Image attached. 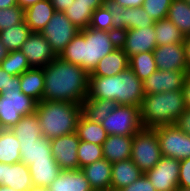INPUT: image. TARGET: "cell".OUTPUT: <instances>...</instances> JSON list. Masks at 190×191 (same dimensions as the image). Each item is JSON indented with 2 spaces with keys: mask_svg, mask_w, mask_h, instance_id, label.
I'll return each mask as SVG.
<instances>
[{
  "mask_svg": "<svg viewBox=\"0 0 190 191\" xmlns=\"http://www.w3.org/2000/svg\"><path fill=\"white\" fill-rule=\"evenodd\" d=\"M80 30L60 11H55L41 34L58 56Z\"/></svg>",
  "mask_w": 190,
  "mask_h": 191,
  "instance_id": "10",
  "label": "cell"
},
{
  "mask_svg": "<svg viewBox=\"0 0 190 191\" xmlns=\"http://www.w3.org/2000/svg\"><path fill=\"white\" fill-rule=\"evenodd\" d=\"M178 186L190 188V158L180 160Z\"/></svg>",
  "mask_w": 190,
  "mask_h": 191,
  "instance_id": "43",
  "label": "cell"
},
{
  "mask_svg": "<svg viewBox=\"0 0 190 191\" xmlns=\"http://www.w3.org/2000/svg\"><path fill=\"white\" fill-rule=\"evenodd\" d=\"M31 68H44L57 55L40 32H32L21 47Z\"/></svg>",
  "mask_w": 190,
  "mask_h": 191,
  "instance_id": "14",
  "label": "cell"
},
{
  "mask_svg": "<svg viewBox=\"0 0 190 191\" xmlns=\"http://www.w3.org/2000/svg\"><path fill=\"white\" fill-rule=\"evenodd\" d=\"M21 160L20 142L11 129H0V162L18 163Z\"/></svg>",
  "mask_w": 190,
  "mask_h": 191,
  "instance_id": "31",
  "label": "cell"
},
{
  "mask_svg": "<svg viewBox=\"0 0 190 191\" xmlns=\"http://www.w3.org/2000/svg\"><path fill=\"white\" fill-rule=\"evenodd\" d=\"M35 112L43 136L54 139L76 132L82 107L77 103L42 100L37 103Z\"/></svg>",
  "mask_w": 190,
  "mask_h": 191,
  "instance_id": "4",
  "label": "cell"
},
{
  "mask_svg": "<svg viewBox=\"0 0 190 191\" xmlns=\"http://www.w3.org/2000/svg\"><path fill=\"white\" fill-rule=\"evenodd\" d=\"M153 53L157 70L188 71L183 43L160 45Z\"/></svg>",
  "mask_w": 190,
  "mask_h": 191,
  "instance_id": "17",
  "label": "cell"
},
{
  "mask_svg": "<svg viewBox=\"0 0 190 191\" xmlns=\"http://www.w3.org/2000/svg\"><path fill=\"white\" fill-rule=\"evenodd\" d=\"M89 27L114 32L112 5L109 2L94 10Z\"/></svg>",
  "mask_w": 190,
  "mask_h": 191,
  "instance_id": "39",
  "label": "cell"
},
{
  "mask_svg": "<svg viewBox=\"0 0 190 191\" xmlns=\"http://www.w3.org/2000/svg\"><path fill=\"white\" fill-rule=\"evenodd\" d=\"M0 66L4 71L13 76H20L25 71L31 69L26 55L21 50L10 51Z\"/></svg>",
  "mask_w": 190,
  "mask_h": 191,
  "instance_id": "37",
  "label": "cell"
},
{
  "mask_svg": "<svg viewBox=\"0 0 190 191\" xmlns=\"http://www.w3.org/2000/svg\"><path fill=\"white\" fill-rule=\"evenodd\" d=\"M167 18L185 37L190 36V3L186 0H172Z\"/></svg>",
  "mask_w": 190,
  "mask_h": 191,
  "instance_id": "33",
  "label": "cell"
},
{
  "mask_svg": "<svg viewBox=\"0 0 190 191\" xmlns=\"http://www.w3.org/2000/svg\"><path fill=\"white\" fill-rule=\"evenodd\" d=\"M28 191H49L48 187L32 186Z\"/></svg>",
  "mask_w": 190,
  "mask_h": 191,
  "instance_id": "54",
  "label": "cell"
},
{
  "mask_svg": "<svg viewBox=\"0 0 190 191\" xmlns=\"http://www.w3.org/2000/svg\"><path fill=\"white\" fill-rule=\"evenodd\" d=\"M117 106L115 101L106 99H85L81 105L82 114L97 123H102Z\"/></svg>",
  "mask_w": 190,
  "mask_h": 191,
  "instance_id": "30",
  "label": "cell"
},
{
  "mask_svg": "<svg viewBox=\"0 0 190 191\" xmlns=\"http://www.w3.org/2000/svg\"><path fill=\"white\" fill-rule=\"evenodd\" d=\"M0 191H18V190L14 189V188L7 187V186L0 185Z\"/></svg>",
  "mask_w": 190,
  "mask_h": 191,
  "instance_id": "55",
  "label": "cell"
},
{
  "mask_svg": "<svg viewBox=\"0 0 190 191\" xmlns=\"http://www.w3.org/2000/svg\"><path fill=\"white\" fill-rule=\"evenodd\" d=\"M80 139L76 132L50 139L53 157L61 170L79 169L77 150Z\"/></svg>",
  "mask_w": 190,
  "mask_h": 191,
  "instance_id": "13",
  "label": "cell"
},
{
  "mask_svg": "<svg viewBox=\"0 0 190 191\" xmlns=\"http://www.w3.org/2000/svg\"><path fill=\"white\" fill-rule=\"evenodd\" d=\"M157 46L183 43L184 34L168 18L154 22Z\"/></svg>",
  "mask_w": 190,
  "mask_h": 191,
  "instance_id": "34",
  "label": "cell"
},
{
  "mask_svg": "<svg viewBox=\"0 0 190 191\" xmlns=\"http://www.w3.org/2000/svg\"><path fill=\"white\" fill-rule=\"evenodd\" d=\"M55 12L50 0H42L24 10V19L31 32H40L45 28Z\"/></svg>",
  "mask_w": 190,
  "mask_h": 191,
  "instance_id": "24",
  "label": "cell"
},
{
  "mask_svg": "<svg viewBox=\"0 0 190 191\" xmlns=\"http://www.w3.org/2000/svg\"><path fill=\"white\" fill-rule=\"evenodd\" d=\"M101 124L107 135L133 136L143 128L140 107L118 105Z\"/></svg>",
  "mask_w": 190,
  "mask_h": 191,
  "instance_id": "8",
  "label": "cell"
},
{
  "mask_svg": "<svg viewBox=\"0 0 190 191\" xmlns=\"http://www.w3.org/2000/svg\"><path fill=\"white\" fill-rule=\"evenodd\" d=\"M43 73V100L82 105L87 98L89 73L79 65L61 60L57 56L43 68Z\"/></svg>",
  "mask_w": 190,
  "mask_h": 191,
  "instance_id": "1",
  "label": "cell"
},
{
  "mask_svg": "<svg viewBox=\"0 0 190 191\" xmlns=\"http://www.w3.org/2000/svg\"><path fill=\"white\" fill-rule=\"evenodd\" d=\"M119 46L128 58L135 54L153 51L157 47L154 25L122 31L119 33Z\"/></svg>",
  "mask_w": 190,
  "mask_h": 191,
  "instance_id": "12",
  "label": "cell"
},
{
  "mask_svg": "<svg viewBox=\"0 0 190 191\" xmlns=\"http://www.w3.org/2000/svg\"><path fill=\"white\" fill-rule=\"evenodd\" d=\"M119 46V33L91 27L80 30L58 57L91 73L100 59Z\"/></svg>",
  "mask_w": 190,
  "mask_h": 191,
  "instance_id": "2",
  "label": "cell"
},
{
  "mask_svg": "<svg viewBox=\"0 0 190 191\" xmlns=\"http://www.w3.org/2000/svg\"><path fill=\"white\" fill-rule=\"evenodd\" d=\"M180 160L162 156L160 161L144 174L156 191H176L178 188Z\"/></svg>",
  "mask_w": 190,
  "mask_h": 191,
  "instance_id": "11",
  "label": "cell"
},
{
  "mask_svg": "<svg viewBox=\"0 0 190 191\" xmlns=\"http://www.w3.org/2000/svg\"><path fill=\"white\" fill-rule=\"evenodd\" d=\"M144 173L139 167L132 161L127 159L112 163L111 169V190L119 191L124 187L132 184Z\"/></svg>",
  "mask_w": 190,
  "mask_h": 191,
  "instance_id": "21",
  "label": "cell"
},
{
  "mask_svg": "<svg viewBox=\"0 0 190 191\" xmlns=\"http://www.w3.org/2000/svg\"><path fill=\"white\" fill-rule=\"evenodd\" d=\"M162 158L156 130L142 128L133 135L131 159L145 173L152 169Z\"/></svg>",
  "mask_w": 190,
  "mask_h": 191,
  "instance_id": "7",
  "label": "cell"
},
{
  "mask_svg": "<svg viewBox=\"0 0 190 191\" xmlns=\"http://www.w3.org/2000/svg\"><path fill=\"white\" fill-rule=\"evenodd\" d=\"M129 67V58L124 50L118 46L110 54L100 59L89 76H114Z\"/></svg>",
  "mask_w": 190,
  "mask_h": 191,
  "instance_id": "22",
  "label": "cell"
},
{
  "mask_svg": "<svg viewBox=\"0 0 190 191\" xmlns=\"http://www.w3.org/2000/svg\"><path fill=\"white\" fill-rule=\"evenodd\" d=\"M184 105L186 108H190V73L187 74L182 87Z\"/></svg>",
  "mask_w": 190,
  "mask_h": 191,
  "instance_id": "46",
  "label": "cell"
},
{
  "mask_svg": "<svg viewBox=\"0 0 190 191\" xmlns=\"http://www.w3.org/2000/svg\"><path fill=\"white\" fill-rule=\"evenodd\" d=\"M108 2L116 8H133L142 7L144 0H109Z\"/></svg>",
  "mask_w": 190,
  "mask_h": 191,
  "instance_id": "45",
  "label": "cell"
},
{
  "mask_svg": "<svg viewBox=\"0 0 190 191\" xmlns=\"http://www.w3.org/2000/svg\"><path fill=\"white\" fill-rule=\"evenodd\" d=\"M133 136L108 135L103 143V157L110 163L131 158Z\"/></svg>",
  "mask_w": 190,
  "mask_h": 191,
  "instance_id": "23",
  "label": "cell"
},
{
  "mask_svg": "<svg viewBox=\"0 0 190 191\" xmlns=\"http://www.w3.org/2000/svg\"><path fill=\"white\" fill-rule=\"evenodd\" d=\"M114 32L140 29L154 25V20L143 7L116 8L112 6Z\"/></svg>",
  "mask_w": 190,
  "mask_h": 191,
  "instance_id": "16",
  "label": "cell"
},
{
  "mask_svg": "<svg viewBox=\"0 0 190 191\" xmlns=\"http://www.w3.org/2000/svg\"><path fill=\"white\" fill-rule=\"evenodd\" d=\"M11 130L20 143L34 142L38 138L43 137L36 112L23 116Z\"/></svg>",
  "mask_w": 190,
  "mask_h": 191,
  "instance_id": "28",
  "label": "cell"
},
{
  "mask_svg": "<svg viewBox=\"0 0 190 191\" xmlns=\"http://www.w3.org/2000/svg\"><path fill=\"white\" fill-rule=\"evenodd\" d=\"M75 0H50L51 4L54 6L55 11L63 12L67 8H70Z\"/></svg>",
  "mask_w": 190,
  "mask_h": 191,
  "instance_id": "47",
  "label": "cell"
},
{
  "mask_svg": "<svg viewBox=\"0 0 190 191\" xmlns=\"http://www.w3.org/2000/svg\"><path fill=\"white\" fill-rule=\"evenodd\" d=\"M24 10L18 5L0 9V31L24 21Z\"/></svg>",
  "mask_w": 190,
  "mask_h": 191,
  "instance_id": "41",
  "label": "cell"
},
{
  "mask_svg": "<svg viewBox=\"0 0 190 191\" xmlns=\"http://www.w3.org/2000/svg\"><path fill=\"white\" fill-rule=\"evenodd\" d=\"M48 189L49 191H94L81 169L61 170Z\"/></svg>",
  "mask_w": 190,
  "mask_h": 191,
  "instance_id": "19",
  "label": "cell"
},
{
  "mask_svg": "<svg viewBox=\"0 0 190 191\" xmlns=\"http://www.w3.org/2000/svg\"><path fill=\"white\" fill-rule=\"evenodd\" d=\"M94 10L90 5L72 3L70 8H67L63 13L67 18L79 29L88 28L91 22Z\"/></svg>",
  "mask_w": 190,
  "mask_h": 191,
  "instance_id": "36",
  "label": "cell"
},
{
  "mask_svg": "<svg viewBox=\"0 0 190 191\" xmlns=\"http://www.w3.org/2000/svg\"><path fill=\"white\" fill-rule=\"evenodd\" d=\"M176 191H190V188L188 187H179L176 189Z\"/></svg>",
  "mask_w": 190,
  "mask_h": 191,
  "instance_id": "56",
  "label": "cell"
},
{
  "mask_svg": "<svg viewBox=\"0 0 190 191\" xmlns=\"http://www.w3.org/2000/svg\"><path fill=\"white\" fill-rule=\"evenodd\" d=\"M174 125L190 135V108H185L184 112L177 118Z\"/></svg>",
  "mask_w": 190,
  "mask_h": 191,
  "instance_id": "44",
  "label": "cell"
},
{
  "mask_svg": "<svg viewBox=\"0 0 190 191\" xmlns=\"http://www.w3.org/2000/svg\"><path fill=\"white\" fill-rule=\"evenodd\" d=\"M77 156L79 160V169H81L88 164L104 158L103 146L80 140Z\"/></svg>",
  "mask_w": 190,
  "mask_h": 191,
  "instance_id": "38",
  "label": "cell"
},
{
  "mask_svg": "<svg viewBox=\"0 0 190 191\" xmlns=\"http://www.w3.org/2000/svg\"><path fill=\"white\" fill-rule=\"evenodd\" d=\"M76 134L81 141L98 145H103L108 136L101 123L91 121L83 114L79 117Z\"/></svg>",
  "mask_w": 190,
  "mask_h": 191,
  "instance_id": "29",
  "label": "cell"
},
{
  "mask_svg": "<svg viewBox=\"0 0 190 191\" xmlns=\"http://www.w3.org/2000/svg\"><path fill=\"white\" fill-rule=\"evenodd\" d=\"M144 95L142 81L129 67L114 76H89L86 99H106L118 105L140 107Z\"/></svg>",
  "mask_w": 190,
  "mask_h": 191,
  "instance_id": "3",
  "label": "cell"
},
{
  "mask_svg": "<svg viewBox=\"0 0 190 191\" xmlns=\"http://www.w3.org/2000/svg\"><path fill=\"white\" fill-rule=\"evenodd\" d=\"M16 5H18L17 0H0V9H5Z\"/></svg>",
  "mask_w": 190,
  "mask_h": 191,
  "instance_id": "52",
  "label": "cell"
},
{
  "mask_svg": "<svg viewBox=\"0 0 190 191\" xmlns=\"http://www.w3.org/2000/svg\"><path fill=\"white\" fill-rule=\"evenodd\" d=\"M20 162L29 166L33 161L55 160L53 157L50 139L46 137L38 138L34 142L20 143Z\"/></svg>",
  "mask_w": 190,
  "mask_h": 191,
  "instance_id": "25",
  "label": "cell"
},
{
  "mask_svg": "<svg viewBox=\"0 0 190 191\" xmlns=\"http://www.w3.org/2000/svg\"><path fill=\"white\" fill-rule=\"evenodd\" d=\"M172 0H144L142 7L154 20L167 18Z\"/></svg>",
  "mask_w": 190,
  "mask_h": 191,
  "instance_id": "40",
  "label": "cell"
},
{
  "mask_svg": "<svg viewBox=\"0 0 190 191\" xmlns=\"http://www.w3.org/2000/svg\"><path fill=\"white\" fill-rule=\"evenodd\" d=\"M188 71L156 70L143 84L144 94L182 90Z\"/></svg>",
  "mask_w": 190,
  "mask_h": 191,
  "instance_id": "15",
  "label": "cell"
},
{
  "mask_svg": "<svg viewBox=\"0 0 190 191\" xmlns=\"http://www.w3.org/2000/svg\"><path fill=\"white\" fill-rule=\"evenodd\" d=\"M28 167L33 186L48 187L61 172L55 160L33 161Z\"/></svg>",
  "mask_w": 190,
  "mask_h": 191,
  "instance_id": "26",
  "label": "cell"
},
{
  "mask_svg": "<svg viewBox=\"0 0 190 191\" xmlns=\"http://www.w3.org/2000/svg\"><path fill=\"white\" fill-rule=\"evenodd\" d=\"M12 77H13V75L8 74L0 66V94L2 93V89H6L10 86V79Z\"/></svg>",
  "mask_w": 190,
  "mask_h": 191,
  "instance_id": "48",
  "label": "cell"
},
{
  "mask_svg": "<svg viewBox=\"0 0 190 191\" xmlns=\"http://www.w3.org/2000/svg\"><path fill=\"white\" fill-rule=\"evenodd\" d=\"M159 139L162 156L183 160L190 158V135L175 125L154 128Z\"/></svg>",
  "mask_w": 190,
  "mask_h": 191,
  "instance_id": "9",
  "label": "cell"
},
{
  "mask_svg": "<svg viewBox=\"0 0 190 191\" xmlns=\"http://www.w3.org/2000/svg\"><path fill=\"white\" fill-rule=\"evenodd\" d=\"M37 102L20 89V76L10 79V86L0 94V129H11L23 116L36 111Z\"/></svg>",
  "mask_w": 190,
  "mask_h": 191,
  "instance_id": "6",
  "label": "cell"
},
{
  "mask_svg": "<svg viewBox=\"0 0 190 191\" xmlns=\"http://www.w3.org/2000/svg\"><path fill=\"white\" fill-rule=\"evenodd\" d=\"M112 163L102 158L81 168L94 191L111 190Z\"/></svg>",
  "mask_w": 190,
  "mask_h": 191,
  "instance_id": "20",
  "label": "cell"
},
{
  "mask_svg": "<svg viewBox=\"0 0 190 191\" xmlns=\"http://www.w3.org/2000/svg\"><path fill=\"white\" fill-rule=\"evenodd\" d=\"M31 33L24 20L22 23L0 31V41L8 51L20 50Z\"/></svg>",
  "mask_w": 190,
  "mask_h": 191,
  "instance_id": "32",
  "label": "cell"
},
{
  "mask_svg": "<svg viewBox=\"0 0 190 191\" xmlns=\"http://www.w3.org/2000/svg\"><path fill=\"white\" fill-rule=\"evenodd\" d=\"M0 185L18 191H28L33 186L29 167L22 162L14 164L0 162Z\"/></svg>",
  "mask_w": 190,
  "mask_h": 191,
  "instance_id": "18",
  "label": "cell"
},
{
  "mask_svg": "<svg viewBox=\"0 0 190 191\" xmlns=\"http://www.w3.org/2000/svg\"><path fill=\"white\" fill-rule=\"evenodd\" d=\"M129 68L143 82L157 70L153 51L131 56L129 58Z\"/></svg>",
  "mask_w": 190,
  "mask_h": 191,
  "instance_id": "35",
  "label": "cell"
},
{
  "mask_svg": "<svg viewBox=\"0 0 190 191\" xmlns=\"http://www.w3.org/2000/svg\"><path fill=\"white\" fill-rule=\"evenodd\" d=\"M10 51L6 49L4 44L0 41V64L7 57Z\"/></svg>",
  "mask_w": 190,
  "mask_h": 191,
  "instance_id": "53",
  "label": "cell"
},
{
  "mask_svg": "<svg viewBox=\"0 0 190 191\" xmlns=\"http://www.w3.org/2000/svg\"><path fill=\"white\" fill-rule=\"evenodd\" d=\"M42 0H17V4L20 8L23 10H26L27 8L31 7L33 4L40 2Z\"/></svg>",
  "mask_w": 190,
  "mask_h": 191,
  "instance_id": "51",
  "label": "cell"
},
{
  "mask_svg": "<svg viewBox=\"0 0 190 191\" xmlns=\"http://www.w3.org/2000/svg\"><path fill=\"white\" fill-rule=\"evenodd\" d=\"M108 0H75V4L90 5L93 10L104 6Z\"/></svg>",
  "mask_w": 190,
  "mask_h": 191,
  "instance_id": "49",
  "label": "cell"
},
{
  "mask_svg": "<svg viewBox=\"0 0 190 191\" xmlns=\"http://www.w3.org/2000/svg\"><path fill=\"white\" fill-rule=\"evenodd\" d=\"M188 73H190V36H186L183 42Z\"/></svg>",
  "mask_w": 190,
  "mask_h": 191,
  "instance_id": "50",
  "label": "cell"
},
{
  "mask_svg": "<svg viewBox=\"0 0 190 191\" xmlns=\"http://www.w3.org/2000/svg\"><path fill=\"white\" fill-rule=\"evenodd\" d=\"M119 191H156V189L154 188L148 177L145 174H143L132 184L128 185L127 187H124Z\"/></svg>",
  "mask_w": 190,
  "mask_h": 191,
  "instance_id": "42",
  "label": "cell"
},
{
  "mask_svg": "<svg viewBox=\"0 0 190 191\" xmlns=\"http://www.w3.org/2000/svg\"><path fill=\"white\" fill-rule=\"evenodd\" d=\"M21 91L37 103L43 100L44 73L43 68H31L20 75Z\"/></svg>",
  "mask_w": 190,
  "mask_h": 191,
  "instance_id": "27",
  "label": "cell"
},
{
  "mask_svg": "<svg viewBox=\"0 0 190 191\" xmlns=\"http://www.w3.org/2000/svg\"><path fill=\"white\" fill-rule=\"evenodd\" d=\"M182 90L145 94L140 106V119L143 128L174 125L184 112Z\"/></svg>",
  "mask_w": 190,
  "mask_h": 191,
  "instance_id": "5",
  "label": "cell"
}]
</instances>
